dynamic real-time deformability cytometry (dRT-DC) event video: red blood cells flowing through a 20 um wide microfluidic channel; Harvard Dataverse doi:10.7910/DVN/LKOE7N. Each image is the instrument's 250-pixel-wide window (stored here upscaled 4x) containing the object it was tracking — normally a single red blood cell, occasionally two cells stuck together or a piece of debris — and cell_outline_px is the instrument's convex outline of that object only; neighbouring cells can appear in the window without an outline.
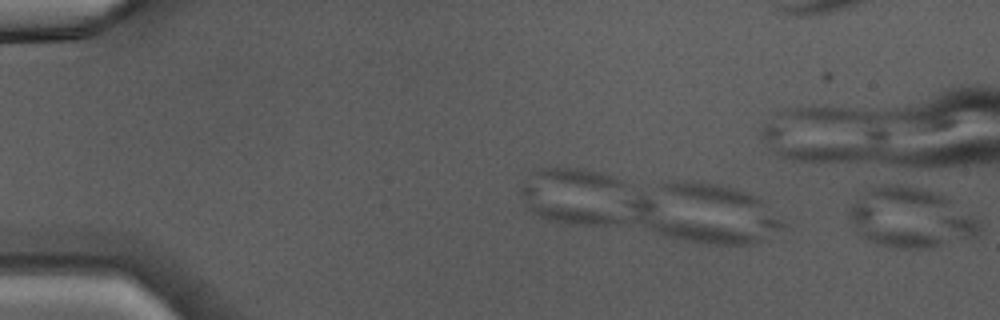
{"species": "Egyptian fruit bat (a non-hibernating species)", "species_latin": "Rousettus aegyptiacus", "temperature_condition": "warm", "stored_images_in_passage": 4, "camera_frame_rate_fps": 3000, "um_per_image_px": 0.085, "animal": {"sex": "male"}, "frame": {"image": 1, "passage_image": 1, "time_ms": 0.0, "image_size_px": [1000, 320], "cell_outline_px": [[980, 236], [932, 248], [896, 248], [876, 244], [868, 240], [856, 232], [848, 216], [848, 204], [872, 188], [880, 184], [892, 180], [948, 196], [980, 220]], "centroid_in_image_um": [77.41, 18.48], "position_along_channel_um": 7.6, "area_um2": 46.7}}